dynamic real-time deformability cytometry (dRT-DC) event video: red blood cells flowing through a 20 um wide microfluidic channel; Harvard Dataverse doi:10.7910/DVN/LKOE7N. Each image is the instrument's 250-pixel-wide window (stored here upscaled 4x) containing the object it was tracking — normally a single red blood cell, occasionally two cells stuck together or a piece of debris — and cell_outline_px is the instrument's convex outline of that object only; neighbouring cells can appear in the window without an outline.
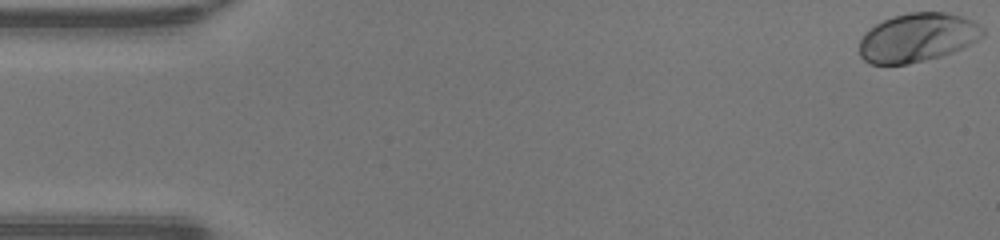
{"species": "human", "species_latin": "Homo sapiens", "temperature_condition": "warm", "stored_images_in_passage": 49, "camera_frame_rate_fps": 3000, "um_per_image_px": 0.085, "donor": {"sex": "male"}, "frame": {"image": 1, "passage_image": 1, "time_ms": 0.0, "image_size_px": [1000, 240], "cell_outline_px": [[984, 36], [952, 52], [940, 56], [908, 64], [868, 64], [860, 56], [860, 40], [876, 24], [892, 16], [908, 12], [944, 12], [960, 16], [972, 20], [984, 28]], "centroid_in_image_um": [77.98, 3.19], "position_along_channel_um": 7.0, "area_um2": 34.68}}
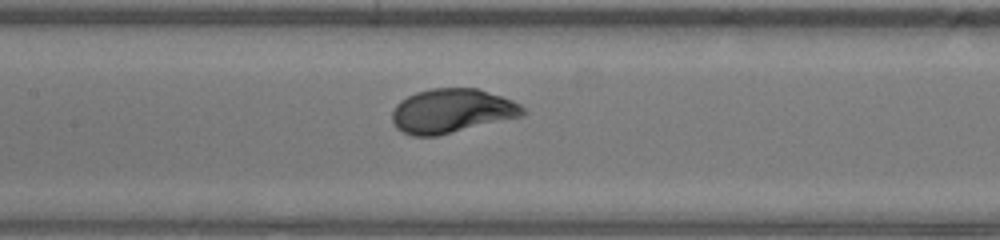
{"frame": {"image": 2, "passage_image": 23, "time_ms": 7.333, "image_size_px": [1000, 240], "cell_outline_px": [[528, 112], [524, 116], [436, 136], [412, 136], [396, 128], [392, 120], [392, 112], [396, 104], [400, 100], [416, 92], [432, 88], [476, 88], [512, 100], [520, 104]], "centroid_in_image_um": [38.41, 9.43], "position_along_channel_um": 169.0, "area_um2": 33.7}}
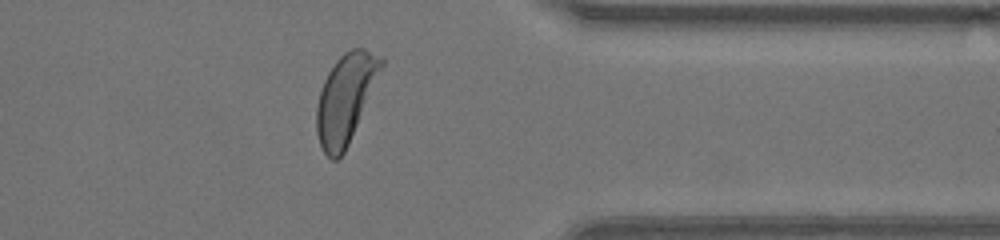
{"frame": {"image": 3, "passage_image": 39, "time_ms": 12.667, "image_size_px": [1000, 240], "cell_outline_px": [[384, 64], [348, 144], [344, 152], [336, 160], [332, 160], [324, 152], [320, 144], [316, 132], [316, 108], [320, 92], [324, 80], [328, 72], [336, 60], [344, 52], [352, 48], [364, 48], [384, 56]], "centroid_in_image_um": [29.37, 8.33], "position_along_channel_um": 382.0, "area_um2": 33.06}, "authors_computed_cell_mechanics": {"area_um2": 33.6974, "velocity_mm_per_s": 4.2404, "shape_relaxation_time_tau1_ms": 1.7572, "shape_relaxation_time_tau2_ms": null, "deformation_change_tau1": 0.1364, "deformation_change_tau2": null}}